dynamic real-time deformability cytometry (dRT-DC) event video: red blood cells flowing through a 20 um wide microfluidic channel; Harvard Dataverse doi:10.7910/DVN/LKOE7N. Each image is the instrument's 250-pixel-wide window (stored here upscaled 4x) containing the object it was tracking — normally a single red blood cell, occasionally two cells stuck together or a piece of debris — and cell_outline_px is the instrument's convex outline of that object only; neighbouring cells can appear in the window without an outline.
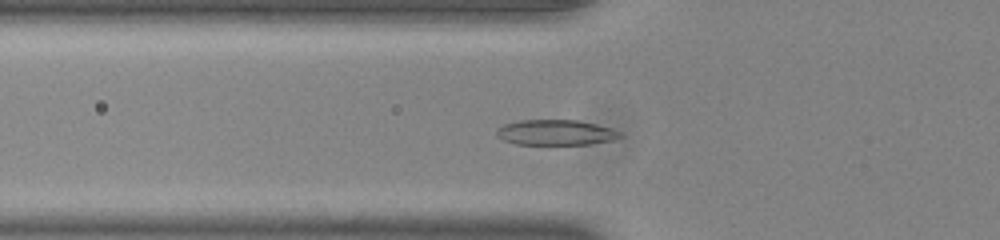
{"species": "common noctule bat (a hibernating species)", "species_latin": "Nyctalus noctula", "temperature_condition": "room temperature", "stored_images_in_passage": 51, "camera_frame_rate_fps": 3000, "um_per_image_px": 0.085, "animal": {"sex": "male", "body_mass_g": 20.0, "forearm_length_mm": 53.3}, "frame": {"image": 1, "passage_image": 17, "time_ms": 5.333, "image_size_px": [1000, 240], "cell_outline_px": [[624, 136], [612, 140], [588, 144], [516, 144], [504, 140], [496, 136], [496, 128], [504, 124], [520, 120], [576, 120], [596, 124], [612, 128], [620, 132]], "centroid_in_image_um": [47.23, 11.26], "position_along_channel_um": 78.6, "area_um2": 18.26}}
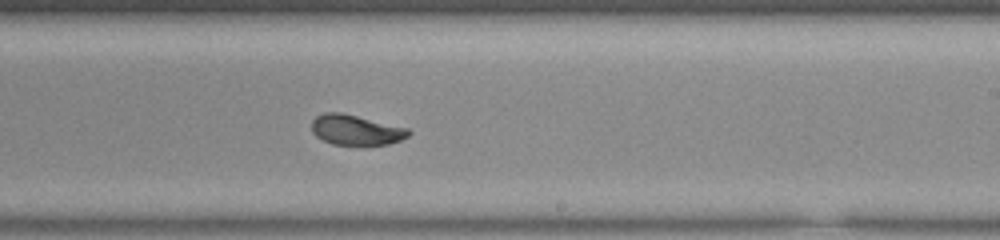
{"frame": {"image": 2, "passage_image": 31, "time_ms": 10.0, "image_size_px": [1000, 240], "cell_outline_px": [[412, 132], [408, 136], [400, 140], [388, 144], [332, 144], [316, 136], [312, 132], [312, 120], [316, 116], [324, 112], [340, 112], [408, 128]], "centroid_in_image_um": [30.24, 11.03], "position_along_channel_um": 258.8, "area_um2": 16.82}}
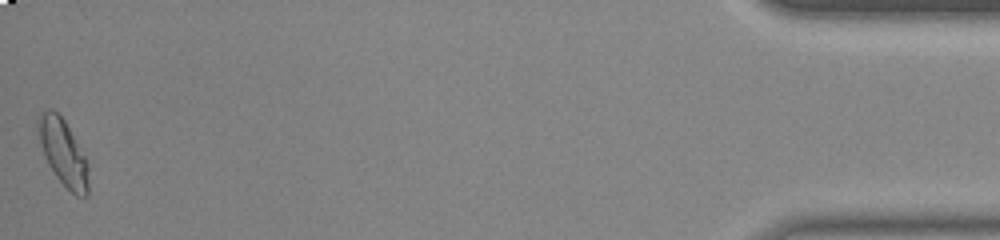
{"frame": {"image": 3, "passage_image": 51, "time_ms": 16.667, "image_size_px": [1000, 240], "cell_outline_px": [[88, 196], [76, 196], [56, 176], [48, 164], [44, 156], [36, 124], [36, 116], [48, 108], [52, 108], [64, 120], [84, 156], [88, 164]], "centroid_in_image_um": [5.34, 12.94], "position_along_channel_um": 429.9, "area_um2": 19.13}, "authors_computed_cell_mechanics": {"area_um2": 17.629, "velocity_mm_per_s": 3.8627, "shape_relaxation_time_tau1_ms": 2.1856, "shape_relaxation_time_tau2_ms": 1.0036, "deformation_change_tau1": 0.1267, "deformation_change_tau2": 0.0445}}